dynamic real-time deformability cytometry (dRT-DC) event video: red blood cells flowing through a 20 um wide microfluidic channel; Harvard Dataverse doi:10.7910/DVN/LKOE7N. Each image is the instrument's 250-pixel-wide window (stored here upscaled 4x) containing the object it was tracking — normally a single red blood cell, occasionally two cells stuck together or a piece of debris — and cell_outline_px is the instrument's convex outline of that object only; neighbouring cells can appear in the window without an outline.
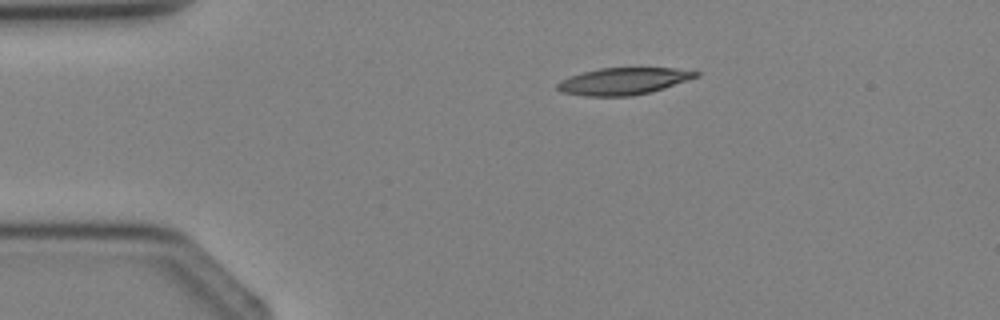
{"species": "Egyptian fruit bat (a non-hibernating species)", "species_latin": "Rousettus aegyptiacus", "temperature_condition": "cold", "stored_images_in_passage": 3, "camera_frame_rate_fps": 3000, "um_per_image_px": 0.085, "animal": {"sex": "female"}, "frame": {"image": 1, "passage_image": 1, "time_ms": 0.0, "image_size_px": [1000, 320], "cell_outline_px": [[700, 76], [652, 92], [632, 96], [584, 96], [560, 92], [556, 88], [556, 84], [560, 80], [584, 72], [600, 68], [676, 68], [700, 72]], "centroid_in_image_um": [53.0, 6.91], "position_along_channel_um": 32.0, "area_um2": 21.79}}
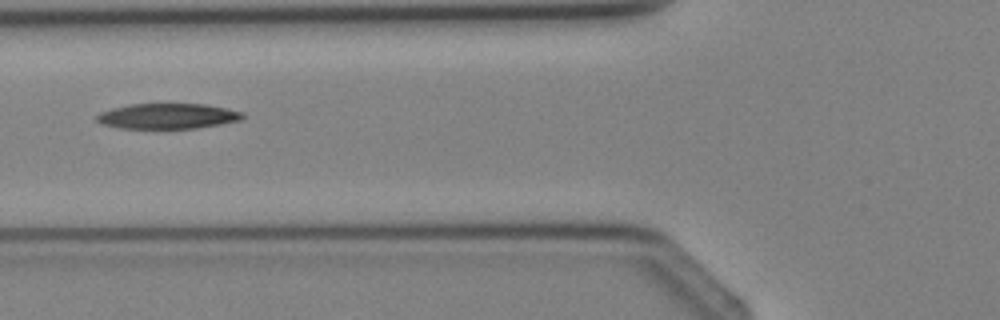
{"frame": {"image": 2, "passage_image": 3, "time_ms": 2.333, "image_size_px": [1000, 320], "cell_outline_px": [[244, 116], [240, 120], [220, 124], [196, 128], [120, 128], [104, 124], [96, 120], [96, 116], [100, 112], [112, 108], [128, 104], [204, 104], [244, 112]], "centroid_in_image_um": [14.24, 9.86], "position_along_channel_um": 111.6, "area_um2": 21.39}}